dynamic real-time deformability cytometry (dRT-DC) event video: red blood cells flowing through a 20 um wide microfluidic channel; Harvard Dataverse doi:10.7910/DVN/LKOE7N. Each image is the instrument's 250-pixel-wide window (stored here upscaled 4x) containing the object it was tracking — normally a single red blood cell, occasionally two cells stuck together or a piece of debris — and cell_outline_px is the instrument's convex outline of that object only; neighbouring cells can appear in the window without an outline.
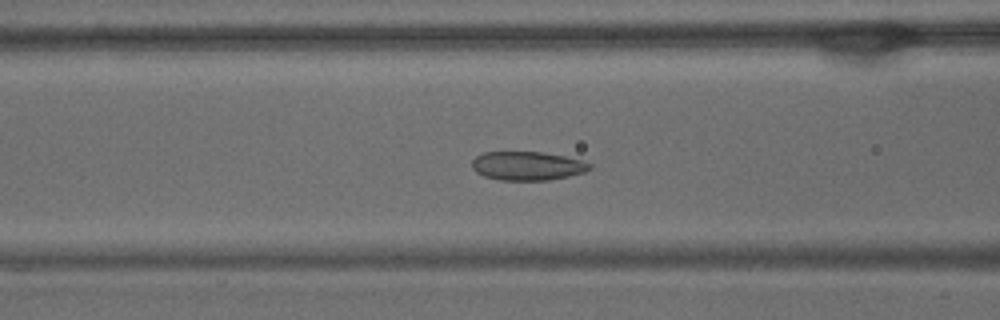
{"species": "common noctule bat (a hibernating species)", "species_latin": "Nyctalus noctula", "temperature_condition": "warm", "stored_images_in_passage": 42, "camera_frame_rate_fps": 3000, "um_per_image_px": 0.085, "animal": {"sex": "male", "body_mass_g": 15.6}, "frame": {"image": 1, "passage_image": 14, "time_ms": 4.333, "image_size_px": [1000, 320], "cell_outline_px": [[592, 168], [584, 172], [568, 176], [548, 180], [500, 180], [484, 176], [476, 172], [472, 168], [472, 160], [476, 156], [484, 152], [544, 152], [584, 160], [592, 164]], "centroid_in_image_um": [44.84, 14.09], "position_along_channel_um": 121.8, "area_um2": 19.83}}
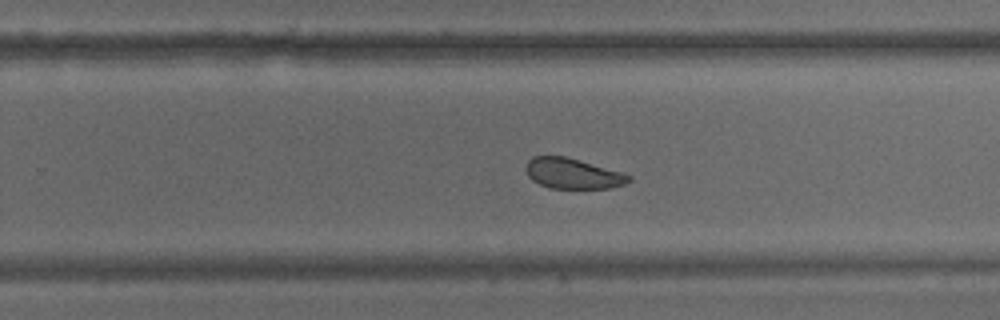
{"frame": {"image": 2, "passage_image": 27, "time_ms": 8.667, "image_size_px": [1000, 320], "cell_outline_px": [[632, 180], [624, 184], [612, 188], [548, 188], [532, 180], [528, 176], [524, 168], [528, 160], [532, 156], [564, 156], [624, 172], [632, 176]], "centroid_in_image_um": [48.69, 14.75], "position_along_channel_um": 281.1, "area_um2": 18.44}}
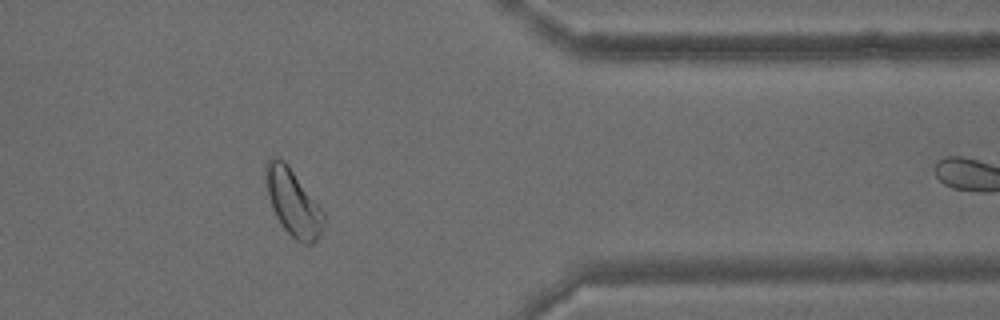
{"frame": {"image": 3, "passage_image": 37, "time_ms": 12.0, "image_size_px": [1000, 320], "cell_outline_px": [[324, 224], [320, 236], [312, 244], [304, 244], [296, 240], [284, 228], [276, 216], [272, 208], [264, 184], [264, 164], [272, 156], [280, 156], [288, 164], [324, 212]], "centroid_in_image_um": [24.87, 17.16], "position_along_channel_um": 386.5, "area_um2": 22.77}, "authors_computed_cell_mechanics": {"area_um2": 20.5768, "velocity_mm_per_s": 3.684, "shape_relaxation_time_tau1_ms": 5.29, "shape_relaxation_time_tau2_ms": 1.7433, "deformation_change_tau1": 0.1046, "deformation_change_tau2": 0.0737}}